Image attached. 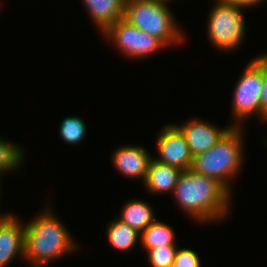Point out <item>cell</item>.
Wrapping results in <instances>:
<instances>
[{
  "label": "cell",
  "instance_id": "cell-1",
  "mask_svg": "<svg viewBox=\"0 0 267 267\" xmlns=\"http://www.w3.org/2000/svg\"><path fill=\"white\" fill-rule=\"evenodd\" d=\"M171 195L178 209L200 225L228 218L234 196L219 181L192 169L181 172Z\"/></svg>",
  "mask_w": 267,
  "mask_h": 267
},
{
  "label": "cell",
  "instance_id": "cell-2",
  "mask_svg": "<svg viewBox=\"0 0 267 267\" xmlns=\"http://www.w3.org/2000/svg\"><path fill=\"white\" fill-rule=\"evenodd\" d=\"M51 210L47 206L35 218L24 222V260L31 267H44L79 250V245L68 228Z\"/></svg>",
  "mask_w": 267,
  "mask_h": 267
},
{
  "label": "cell",
  "instance_id": "cell-3",
  "mask_svg": "<svg viewBox=\"0 0 267 267\" xmlns=\"http://www.w3.org/2000/svg\"><path fill=\"white\" fill-rule=\"evenodd\" d=\"M244 128L232 127L212 148L193 157L191 169L219 181L233 194L234 178L240 174L244 160Z\"/></svg>",
  "mask_w": 267,
  "mask_h": 267
},
{
  "label": "cell",
  "instance_id": "cell-4",
  "mask_svg": "<svg viewBox=\"0 0 267 267\" xmlns=\"http://www.w3.org/2000/svg\"><path fill=\"white\" fill-rule=\"evenodd\" d=\"M170 2L161 0H125L124 19L136 28L157 37L168 48L186 38L170 10ZM184 33V34H183Z\"/></svg>",
  "mask_w": 267,
  "mask_h": 267
},
{
  "label": "cell",
  "instance_id": "cell-5",
  "mask_svg": "<svg viewBox=\"0 0 267 267\" xmlns=\"http://www.w3.org/2000/svg\"><path fill=\"white\" fill-rule=\"evenodd\" d=\"M212 6L206 25L209 41L222 53L238 50L247 34L244 9L223 0H215Z\"/></svg>",
  "mask_w": 267,
  "mask_h": 267
},
{
  "label": "cell",
  "instance_id": "cell-6",
  "mask_svg": "<svg viewBox=\"0 0 267 267\" xmlns=\"http://www.w3.org/2000/svg\"><path fill=\"white\" fill-rule=\"evenodd\" d=\"M235 84L231 102V116L235 122L231 125L243 127V121L254 116L262 122V67L254 59L250 60Z\"/></svg>",
  "mask_w": 267,
  "mask_h": 267
},
{
  "label": "cell",
  "instance_id": "cell-7",
  "mask_svg": "<svg viewBox=\"0 0 267 267\" xmlns=\"http://www.w3.org/2000/svg\"><path fill=\"white\" fill-rule=\"evenodd\" d=\"M101 35L111 41L122 56L136 61L168 48L160 39L136 28L124 18L109 26Z\"/></svg>",
  "mask_w": 267,
  "mask_h": 267
},
{
  "label": "cell",
  "instance_id": "cell-8",
  "mask_svg": "<svg viewBox=\"0 0 267 267\" xmlns=\"http://www.w3.org/2000/svg\"><path fill=\"white\" fill-rule=\"evenodd\" d=\"M156 138V161L176 167L182 171L191 169L193 156L182 132L169 123L159 130Z\"/></svg>",
  "mask_w": 267,
  "mask_h": 267
},
{
  "label": "cell",
  "instance_id": "cell-9",
  "mask_svg": "<svg viewBox=\"0 0 267 267\" xmlns=\"http://www.w3.org/2000/svg\"><path fill=\"white\" fill-rule=\"evenodd\" d=\"M184 135L193 157L212 148L233 126L224 128L200 118L174 124Z\"/></svg>",
  "mask_w": 267,
  "mask_h": 267
},
{
  "label": "cell",
  "instance_id": "cell-10",
  "mask_svg": "<svg viewBox=\"0 0 267 267\" xmlns=\"http://www.w3.org/2000/svg\"><path fill=\"white\" fill-rule=\"evenodd\" d=\"M17 216L0 213V267H8L17 257L24 261L25 226Z\"/></svg>",
  "mask_w": 267,
  "mask_h": 267
},
{
  "label": "cell",
  "instance_id": "cell-11",
  "mask_svg": "<svg viewBox=\"0 0 267 267\" xmlns=\"http://www.w3.org/2000/svg\"><path fill=\"white\" fill-rule=\"evenodd\" d=\"M112 162L116 171L131 180L141 179L144 183L149 164L153 159L145 147L139 145H119L112 154Z\"/></svg>",
  "mask_w": 267,
  "mask_h": 267
},
{
  "label": "cell",
  "instance_id": "cell-12",
  "mask_svg": "<svg viewBox=\"0 0 267 267\" xmlns=\"http://www.w3.org/2000/svg\"><path fill=\"white\" fill-rule=\"evenodd\" d=\"M90 19L102 34L109 26L124 18L125 0H82Z\"/></svg>",
  "mask_w": 267,
  "mask_h": 267
},
{
  "label": "cell",
  "instance_id": "cell-13",
  "mask_svg": "<svg viewBox=\"0 0 267 267\" xmlns=\"http://www.w3.org/2000/svg\"><path fill=\"white\" fill-rule=\"evenodd\" d=\"M181 172L182 170L176 167L152 159L143 185L150 194H170L173 192Z\"/></svg>",
  "mask_w": 267,
  "mask_h": 267
},
{
  "label": "cell",
  "instance_id": "cell-14",
  "mask_svg": "<svg viewBox=\"0 0 267 267\" xmlns=\"http://www.w3.org/2000/svg\"><path fill=\"white\" fill-rule=\"evenodd\" d=\"M134 199L124 203L119 217L116 218L141 233L156 220V214L149 202L143 199Z\"/></svg>",
  "mask_w": 267,
  "mask_h": 267
},
{
  "label": "cell",
  "instance_id": "cell-15",
  "mask_svg": "<svg viewBox=\"0 0 267 267\" xmlns=\"http://www.w3.org/2000/svg\"><path fill=\"white\" fill-rule=\"evenodd\" d=\"M106 230L108 243L119 252H130L135 248L138 240L140 241V233L118 218L111 220Z\"/></svg>",
  "mask_w": 267,
  "mask_h": 267
},
{
  "label": "cell",
  "instance_id": "cell-16",
  "mask_svg": "<svg viewBox=\"0 0 267 267\" xmlns=\"http://www.w3.org/2000/svg\"><path fill=\"white\" fill-rule=\"evenodd\" d=\"M174 231L170 225L157 219L140 233L141 246L146 252L161 246H178Z\"/></svg>",
  "mask_w": 267,
  "mask_h": 267
},
{
  "label": "cell",
  "instance_id": "cell-17",
  "mask_svg": "<svg viewBox=\"0 0 267 267\" xmlns=\"http://www.w3.org/2000/svg\"><path fill=\"white\" fill-rule=\"evenodd\" d=\"M24 150L13 141L0 137V178L5 173L19 171L24 164Z\"/></svg>",
  "mask_w": 267,
  "mask_h": 267
},
{
  "label": "cell",
  "instance_id": "cell-18",
  "mask_svg": "<svg viewBox=\"0 0 267 267\" xmlns=\"http://www.w3.org/2000/svg\"><path fill=\"white\" fill-rule=\"evenodd\" d=\"M58 132L65 143L77 145L87 136V124L81 117L70 115L62 119Z\"/></svg>",
  "mask_w": 267,
  "mask_h": 267
},
{
  "label": "cell",
  "instance_id": "cell-19",
  "mask_svg": "<svg viewBox=\"0 0 267 267\" xmlns=\"http://www.w3.org/2000/svg\"><path fill=\"white\" fill-rule=\"evenodd\" d=\"M178 246H161L149 249L147 262L150 267H173L175 253Z\"/></svg>",
  "mask_w": 267,
  "mask_h": 267
},
{
  "label": "cell",
  "instance_id": "cell-20",
  "mask_svg": "<svg viewBox=\"0 0 267 267\" xmlns=\"http://www.w3.org/2000/svg\"><path fill=\"white\" fill-rule=\"evenodd\" d=\"M199 255L190 248H179L175 253L173 267H201Z\"/></svg>",
  "mask_w": 267,
  "mask_h": 267
},
{
  "label": "cell",
  "instance_id": "cell-21",
  "mask_svg": "<svg viewBox=\"0 0 267 267\" xmlns=\"http://www.w3.org/2000/svg\"><path fill=\"white\" fill-rule=\"evenodd\" d=\"M263 69V88L261 93L262 122H267V53H261L253 58Z\"/></svg>",
  "mask_w": 267,
  "mask_h": 267
},
{
  "label": "cell",
  "instance_id": "cell-22",
  "mask_svg": "<svg viewBox=\"0 0 267 267\" xmlns=\"http://www.w3.org/2000/svg\"><path fill=\"white\" fill-rule=\"evenodd\" d=\"M225 3H229L233 6L240 7L243 9L254 8L259 6L260 3L266 2L267 0H223Z\"/></svg>",
  "mask_w": 267,
  "mask_h": 267
},
{
  "label": "cell",
  "instance_id": "cell-23",
  "mask_svg": "<svg viewBox=\"0 0 267 267\" xmlns=\"http://www.w3.org/2000/svg\"><path fill=\"white\" fill-rule=\"evenodd\" d=\"M2 180H3V178H0V194H2V191H1V189H2V188H1V183H2L1 181H2ZM0 196H1V195H0ZM0 198H1V197H0ZM0 200H1V199H0Z\"/></svg>",
  "mask_w": 267,
  "mask_h": 267
},
{
  "label": "cell",
  "instance_id": "cell-24",
  "mask_svg": "<svg viewBox=\"0 0 267 267\" xmlns=\"http://www.w3.org/2000/svg\"><path fill=\"white\" fill-rule=\"evenodd\" d=\"M264 139H265V140H264ZM264 139H263V141H264V143H265L264 146H266V145H267V136H266ZM266 148H267V146H266Z\"/></svg>",
  "mask_w": 267,
  "mask_h": 267
},
{
  "label": "cell",
  "instance_id": "cell-25",
  "mask_svg": "<svg viewBox=\"0 0 267 267\" xmlns=\"http://www.w3.org/2000/svg\"><path fill=\"white\" fill-rule=\"evenodd\" d=\"M161 1L169 2V1H173V0H161Z\"/></svg>",
  "mask_w": 267,
  "mask_h": 267
}]
</instances>
